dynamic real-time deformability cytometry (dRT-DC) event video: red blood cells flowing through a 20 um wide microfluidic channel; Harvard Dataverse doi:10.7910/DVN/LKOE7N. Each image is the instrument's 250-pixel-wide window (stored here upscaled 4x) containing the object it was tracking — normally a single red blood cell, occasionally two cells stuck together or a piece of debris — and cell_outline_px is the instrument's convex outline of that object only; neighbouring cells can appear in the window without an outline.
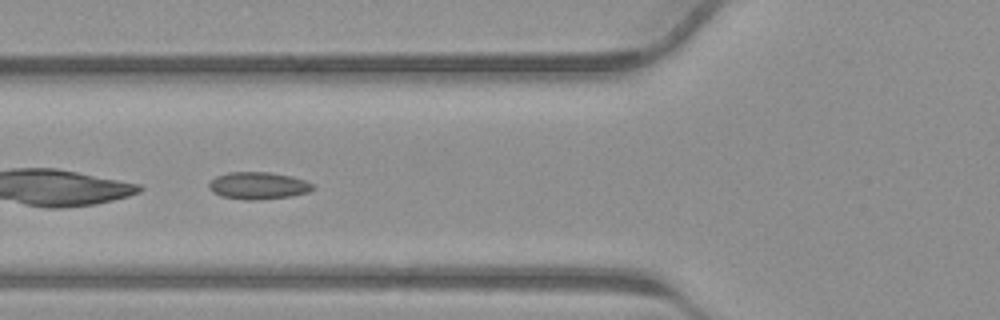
{"species": "common noctule bat (a hibernating species)", "species_latin": "Nyctalus noctula", "temperature_condition": "warm", "stored_images_in_passage": 25, "camera_frame_rate_fps": 3000, "um_per_image_px": 0.085, "animal": {"sex": "male", "body_mass_g": 23.1, "forearm_length_mm": 52.7}, "frame": {"image": 1, "passage_image": 4, "time_ms": 1.0, "image_size_px": [1000, 320], "cell_outline_px": [[316, 188], [308, 192], [288, 196], [252, 200], [248, 200], [220, 196], [212, 192], [208, 188], [208, 184], [216, 176], [228, 172], [268, 172], [292, 176], [304, 180], [312, 184]], "centroid_in_image_um": [21.92, 15.77], "position_along_channel_um": 103.9, "area_um2": 16.36}}